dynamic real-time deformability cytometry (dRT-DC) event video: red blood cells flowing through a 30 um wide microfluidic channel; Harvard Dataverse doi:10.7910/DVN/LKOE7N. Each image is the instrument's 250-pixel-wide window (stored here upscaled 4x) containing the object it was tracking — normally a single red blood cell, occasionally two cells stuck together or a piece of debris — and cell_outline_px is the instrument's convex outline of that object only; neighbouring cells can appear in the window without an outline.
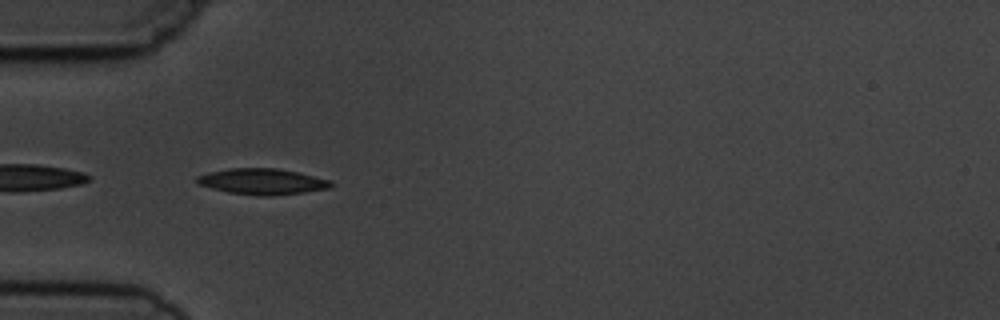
{"species": "common noctule bat (a hibernating species)", "species_latin": "Nyctalus noctula", "temperature_condition": "cold", "stored_images_in_passage": 11, "camera_frame_rate_fps": 3000, "um_per_image_px": 0.085, "animal": {"sex": "male", "body_mass_g": 19.5, "forearm_length_mm": 54.6}, "frame": {"image": 1, "passage_image": 5, "time_ms": 5.333, "image_size_px": [1000, 320], "cell_outline_px": [[336, 184], [332, 188], [304, 192], [272, 196], [260, 196], [228, 192], [212, 188], [200, 184], [196, 180], [196, 176], [228, 168], [276, 168], [296, 172], [332, 180]], "centroid_in_image_um": [22.37, 15.43], "position_along_channel_um": 62.6, "area_um2": 20.23}}
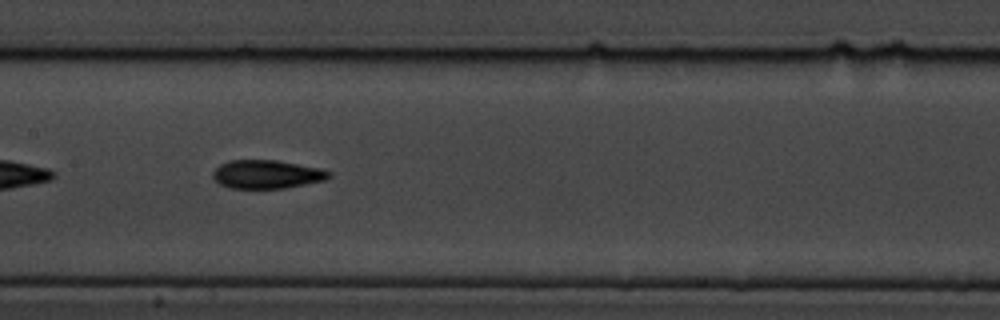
{"frame": {"image": 2, "passage_image": 8, "time_ms": 8.667, "image_size_px": [1000, 320], "cell_outline_px": [[332, 176], [324, 180], [284, 188], [228, 188], [220, 184], [212, 176], [212, 172], [220, 164], [228, 160], [276, 160], [320, 168], [332, 172]], "centroid_in_image_um": [22.67, 14.81], "position_along_channel_um": 184.7, "area_um2": 19.25}}
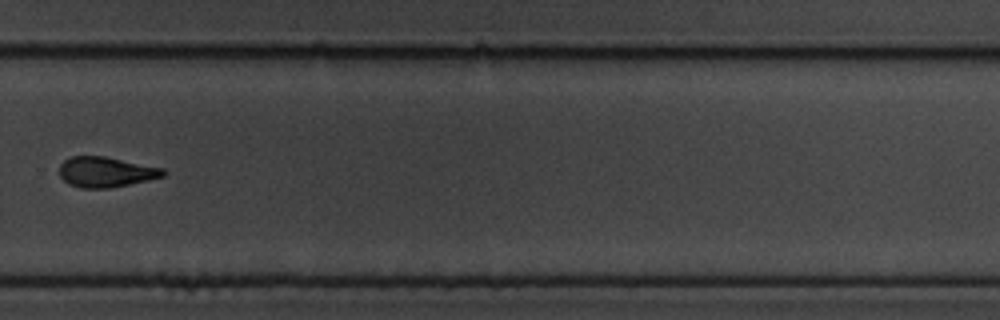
{"frame": {"image": 3, "passage_image": 11, "time_ms": 12.333, "image_size_px": [1000, 320], "cell_outline_px": [[168, 172], [164, 176], [148, 180], [112, 188], [80, 188], [68, 184], [60, 176], [60, 164], [64, 160], [72, 156], [104, 156], [164, 168]], "centroid_in_image_um": [9.01, 14.62], "position_along_channel_um": 320.8, "area_um2": 18.44}}